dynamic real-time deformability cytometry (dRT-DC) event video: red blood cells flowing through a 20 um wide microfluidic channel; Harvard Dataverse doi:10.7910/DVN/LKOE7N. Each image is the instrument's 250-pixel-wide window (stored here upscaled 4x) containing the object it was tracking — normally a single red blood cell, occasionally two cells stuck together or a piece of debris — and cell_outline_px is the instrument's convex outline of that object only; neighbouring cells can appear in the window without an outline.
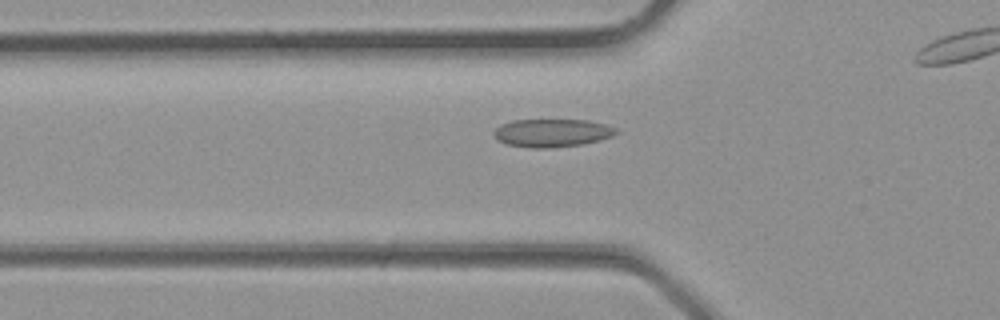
{"species": "common noctule bat (a hibernating species)", "species_latin": "Nyctalus noctula", "temperature_condition": "room temperature", "stored_images_in_passage": 20, "camera_frame_rate_fps": 3000, "um_per_image_px": 0.085, "animal": {"sex": "male", "body_mass_g": 23.1, "forearm_length_mm": 52.7}, "frame": {"image": 1, "passage_image": 2, "time_ms": 0.333, "image_size_px": [1000, 320], "cell_outline_px": [[620, 132], [612, 136], [600, 140], [584, 144], [548, 148], [532, 148], [508, 144], [496, 140], [492, 132], [500, 124], [512, 120], [588, 120], [608, 124], [616, 128]], "centroid_in_image_um": [46.94, 11.29], "position_along_channel_um": 78.9, "area_um2": 20.23}}
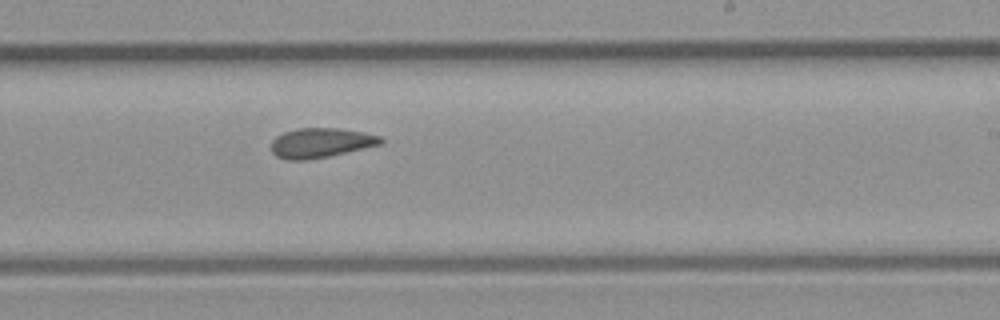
{"frame": {"image": 2, "passage_image": 11, "time_ms": 3.333, "image_size_px": [1000, 320], "cell_outline_px": [[384, 144], [328, 156], [308, 160], [284, 160], [276, 156], [272, 152], [272, 140], [276, 136], [284, 132], [300, 128], [340, 128], [364, 132], [380, 136], [384, 140]], "centroid_in_image_um": [27.28, 12.14], "position_along_channel_um": 261.7, "area_um2": 19.07}}
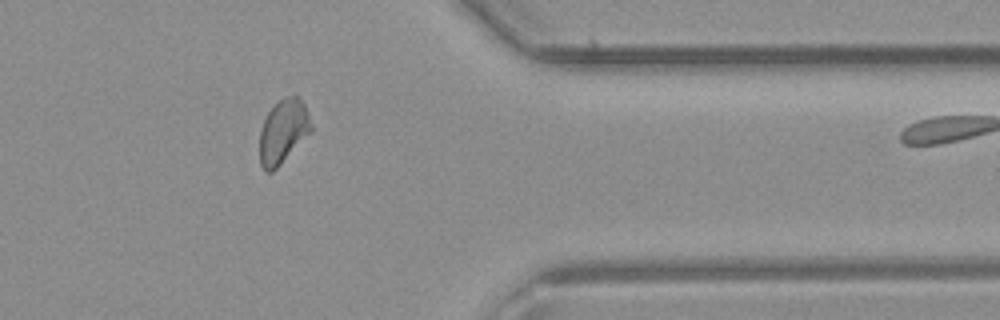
{"frame": {"image": 3, "passage_image": 18, "time_ms": 5.667, "image_size_px": [1000, 320], "cell_outline_px": [[312, 132], [272, 172], [264, 172], [260, 164], [260, 128], [268, 112], [280, 100], [288, 96], [300, 96], [308, 112], [312, 124]], "centroid_in_image_um": [24.08, 11.18], "position_along_channel_um": 387.3, "area_um2": 19.19}}